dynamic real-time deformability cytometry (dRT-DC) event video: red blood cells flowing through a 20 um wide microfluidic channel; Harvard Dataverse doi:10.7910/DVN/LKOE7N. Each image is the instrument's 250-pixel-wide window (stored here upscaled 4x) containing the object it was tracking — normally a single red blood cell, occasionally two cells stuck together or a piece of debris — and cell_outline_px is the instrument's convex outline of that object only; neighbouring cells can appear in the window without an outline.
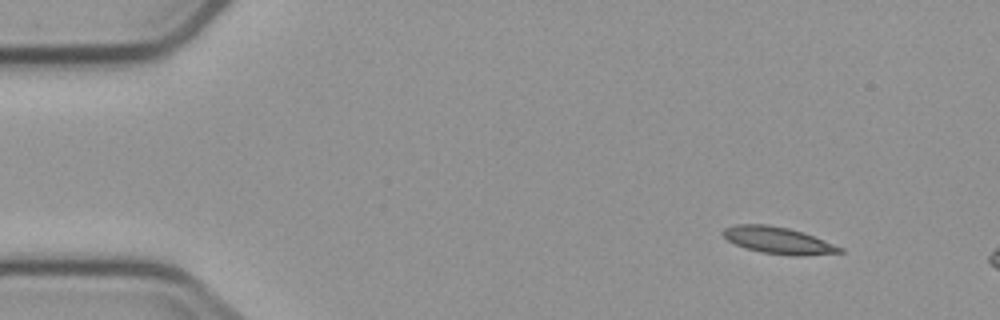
{"species": "common noctule bat (a hibernating species)", "species_latin": "Nyctalus noctula", "temperature_condition": "cold", "stored_images_in_passage": 4, "camera_frame_rate_fps": 3000, "um_per_image_px": 0.085, "animal": {"sex": "male", "body_mass_g": 23.1, "forearm_length_mm": 52.7}, "frame": {"image": 1, "passage_image": 1, "time_ms": 0.0, "image_size_px": [1000, 320], "cell_outline_px": [[844, 252], [800, 256], [760, 252], [736, 244], [728, 240], [720, 232], [724, 228], [736, 224], [768, 224], [788, 228], [804, 232], [844, 248]], "centroid_in_image_um": [66.16, 20.42], "position_along_channel_um": 18.8, "area_um2": 18.15}}